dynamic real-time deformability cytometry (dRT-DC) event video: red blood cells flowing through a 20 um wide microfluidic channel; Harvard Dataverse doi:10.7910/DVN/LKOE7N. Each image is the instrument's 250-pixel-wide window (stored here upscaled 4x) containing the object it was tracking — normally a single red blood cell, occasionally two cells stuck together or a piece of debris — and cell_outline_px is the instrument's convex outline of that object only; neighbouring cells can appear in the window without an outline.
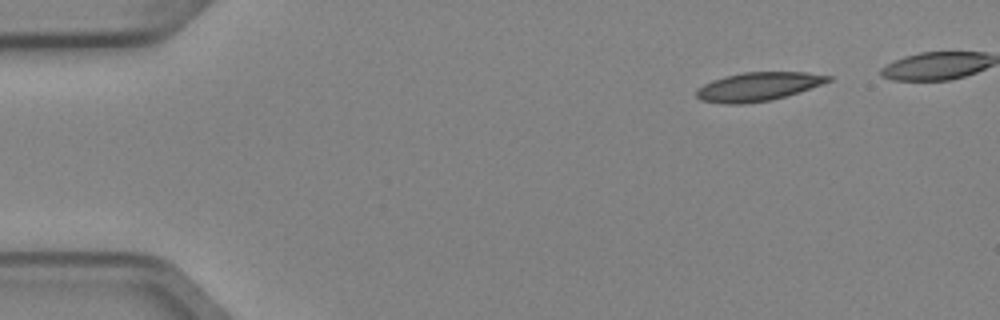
{"species": "Egyptian fruit bat (a non-hibernating species)", "species_latin": "Rousettus aegyptiacus", "temperature_condition": "cold", "stored_images_in_passage": 5, "camera_frame_rate_fps": 3000, "um_per_image_px": 0.085, "animal": {"sex": "female"}, "frame": {"image": 1, "passage_image": 1, "time_ms": 0.0, "image_size_px": [1000, 320], "cell_outline_px": [[832, 80], [784, 96], [768, 100], [744, 104], [724, 104], [700, 100], [696, 96], [696, 88], [712, 80], [724, 76], [744, 72], [808, 72], [832, 76]], "centroid_in_image_um": [64.37, 7.35], "position_along_channel_um": 20.6, "area_um2": 21.79}}
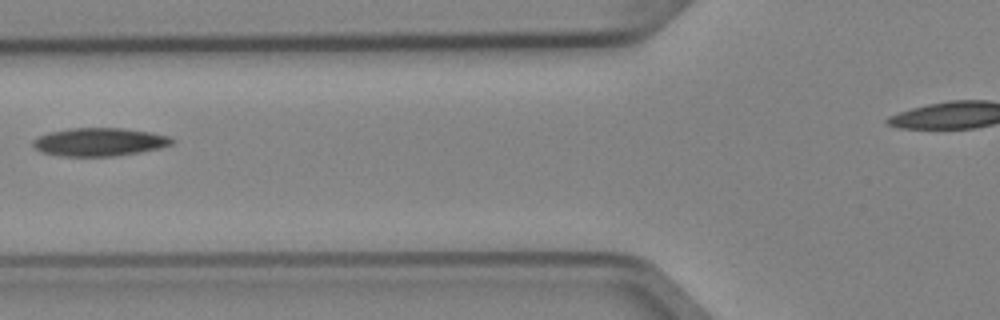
{"frame": {"image": 2, "passage_image": 5, "time_ms": 1.333, "image_size_px": [1000, 320], "cell_outline_px": [[176, 140], [172, 144], [160, 148], [140, 152], [116, 156], [60, 156], [40, 152], [32, 144], [32, 140], [48, 132], [68, 128], [124, 128], [152, 132], [168, 136]], "centroid_in_image_um": [8.45, 12.06], "position_along_channel_um": 117.3, "area_um2": 23.0}}